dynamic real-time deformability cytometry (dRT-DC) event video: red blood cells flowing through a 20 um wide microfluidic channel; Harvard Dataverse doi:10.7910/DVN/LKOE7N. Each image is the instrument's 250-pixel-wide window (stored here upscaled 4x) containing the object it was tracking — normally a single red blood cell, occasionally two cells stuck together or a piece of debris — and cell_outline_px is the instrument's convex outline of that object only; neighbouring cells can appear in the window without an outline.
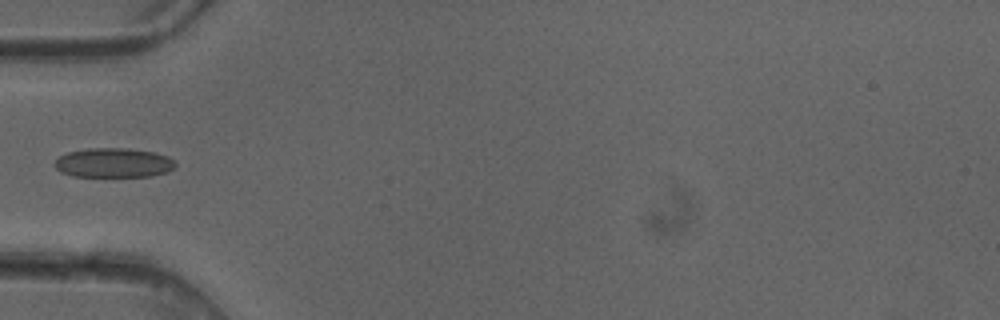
{"species": "common noctule bat (a hibernating species)", "species_latin": "Nyctalus noctula", "temperature_condition": "cold", "stored_images_in_passage": 5, "camera_frame_rate_fps": 3000, "um_per_image_px": 0.085, "animal": {"sex": "female"}, "frame": {"image": 1, "passage_image": 5, "time_ms": 1.333, "image_size_px": [1000, 320], "cell_outline_px": [[176, 168], [168, 172], [152, 176], [72, 176], [60, 172], [52, 164], [60, 156], [68, 152], [88, 148], [124, 148], [156, 152], [168, 156], [176, 164]], "centroid_in_image_um": [9.66, 13.84], "position_along_channel_um": 75.3, "area_um2": 20.87}}